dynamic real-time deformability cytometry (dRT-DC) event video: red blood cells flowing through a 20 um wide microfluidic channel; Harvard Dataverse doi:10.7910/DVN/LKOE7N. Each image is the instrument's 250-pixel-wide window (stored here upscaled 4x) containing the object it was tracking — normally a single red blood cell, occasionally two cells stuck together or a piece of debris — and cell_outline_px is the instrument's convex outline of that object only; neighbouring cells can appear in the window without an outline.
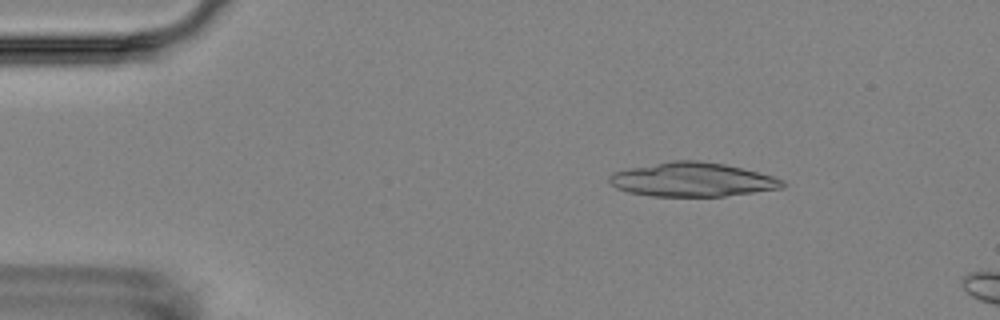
{"species": "Egyptian fruit bat (a non-hibernating species)", "species_latin": "Rousettus aegyptiacus", "temperature_condition": "room temperature", "stored_images_in_passage": 5, "camera_frame_rate_fps": 3000, "um_per_image_px": 0.085, "animal": {"sex": "female"}, "frame": {"image": 1, "passage_image": 3, "time_ms": 2.333, "image_size_px": [1000, 320], "cell_outline_px": [[784, 188], [724, 196], [652, 196], [628, 192], [616, 188], [608, 180], [608, 176], [612, 172], [628, 168], [672, 160], [696, 160], [724, 164], [744, 168], [772, 176], [784, 180]], "centroid_in_image_um": [58.83, 15.26], "position_along_channel_um": 26.2, "area_um2": 34.39}}